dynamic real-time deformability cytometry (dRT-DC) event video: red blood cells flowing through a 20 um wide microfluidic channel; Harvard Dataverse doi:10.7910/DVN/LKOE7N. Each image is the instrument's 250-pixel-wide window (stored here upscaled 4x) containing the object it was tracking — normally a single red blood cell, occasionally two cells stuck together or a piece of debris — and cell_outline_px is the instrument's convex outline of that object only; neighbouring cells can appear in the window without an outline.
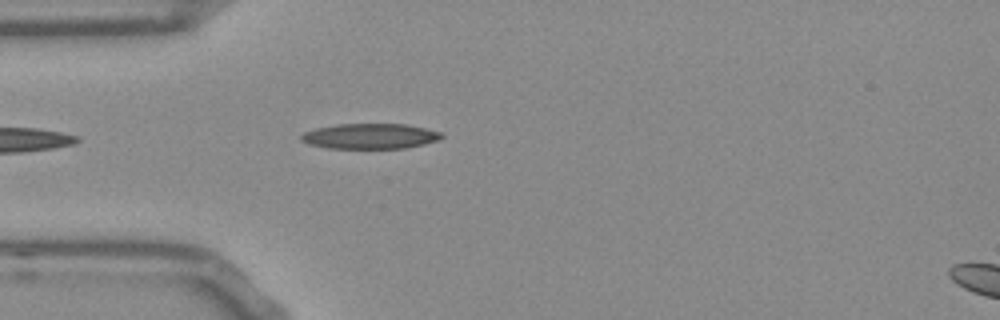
{"species": "Egyptian fruit bat (a non-hibernating species)", "species_latin": "Rousettus aegyptiacus", "temperature_condition": "room temperature", "stored_images_in_passage": 14, "camera_frame_rate_fps": 3000, "um_per_image_px": 0.085, "frame": {"image": 1, "passage_image": 4, "time_ms": 1.0, "image_size_px": [1000, 320], "cell_outline_px": [[444, 136], [436, 140], [424, 144], [404, 148], [328, 148], [308, 144], [300, 140], [300, 136], [304, 132], [316, 128], [336, 124], [408, 124], [440, 132]], "centroid_in_image_um": [31.42, 11.57], "position_along_channel_um": 53.6, "area_um2": 20.63}}
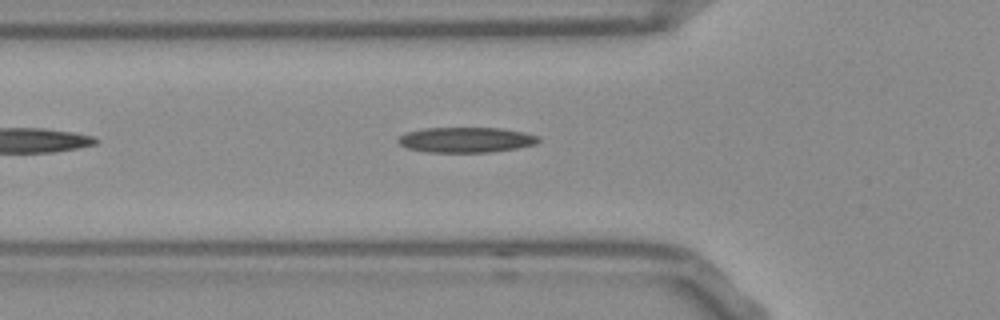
{"frame": {"image": 2, "passage_image": 7, "time_ms": 2.0, "image_size_px": [1000, 320], "cell_outline_px": [[540, 140], [536, 144], [516, 148], [488, 152], [428, 152], [408, 148], [400, 144], [396, 140], [404, 132], [424, 128], [500, 128], [524, 132], [540, 136]], "centroid_in_image_um": [39.61, 11.88], "position_along_channel_um": 86.2, "area_um2": 20.69}}
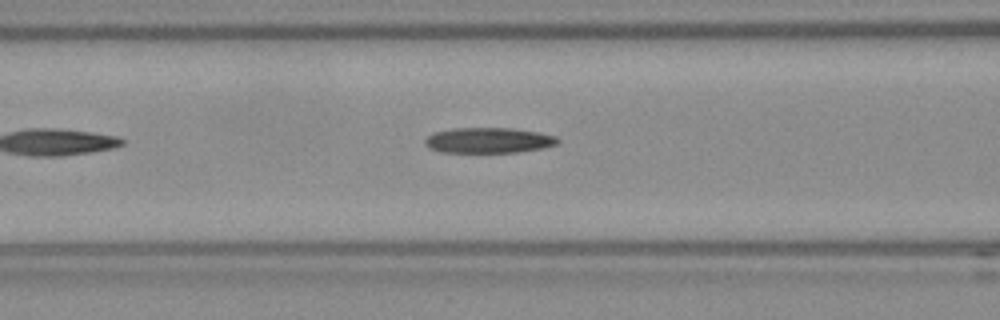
{"frame": {"image": 3, "passage_image": 10, "time_ms": 3.0, "image_size_px": [1000, 320], "cell_outline_px": [[560, 140], [556, 144], [540, 148], [516, 152], [440, 152], [428, 148], [424, 144], [424, 140], [432, 132], [452, 128], [512, 128], [536, 132], [556, 136]], "centroid_in_image_um": [41.45, 11.92], "position_along_channel_um": 125.1, "area_um2": 19.65}}